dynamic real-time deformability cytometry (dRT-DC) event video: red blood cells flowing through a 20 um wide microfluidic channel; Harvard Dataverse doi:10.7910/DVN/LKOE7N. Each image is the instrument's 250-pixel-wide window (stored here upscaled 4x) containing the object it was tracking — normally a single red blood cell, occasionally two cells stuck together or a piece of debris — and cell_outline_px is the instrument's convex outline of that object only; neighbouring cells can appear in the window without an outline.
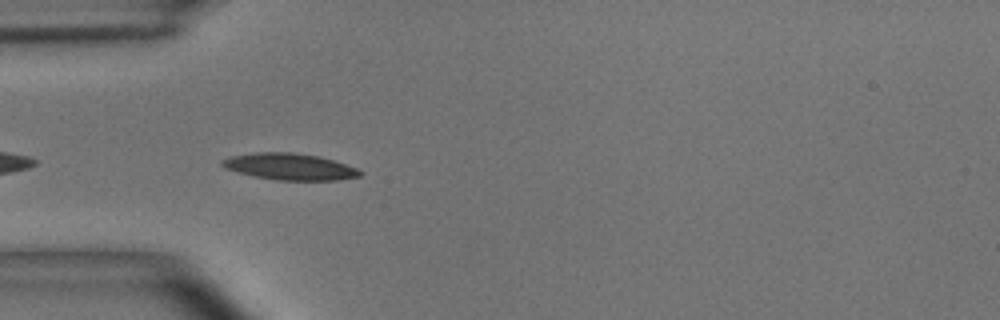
{"species": "common noctule bat (a hibernating species)", "species_latin": "Nyctalus noctula", "temperature_condition": "room temperature", "stored_images_in_passage": 9, "camera_frame_rate_fps": 3000, "um_per_image_px": 0.085, "animal": {"sex": "male", "body_mass_g": 15.6}, "frame": {"image": 1, "passage_image": 3, "time_ms": 0.667, "image_size_px": [1000, 320], "cell_outline_px": [[364, 172], [360, 176], [336, 180], [276, 180], [252, 176], [224, 168], [220, 164], [220, 160], [232, 156], [256, 152], [292, 152], [316, 156], [332, 160], [356, 168]], "centroid_in_image_um": [24.58, 14.17], "position_along_channel_um": 60.4, "area_um2": 21.21}}
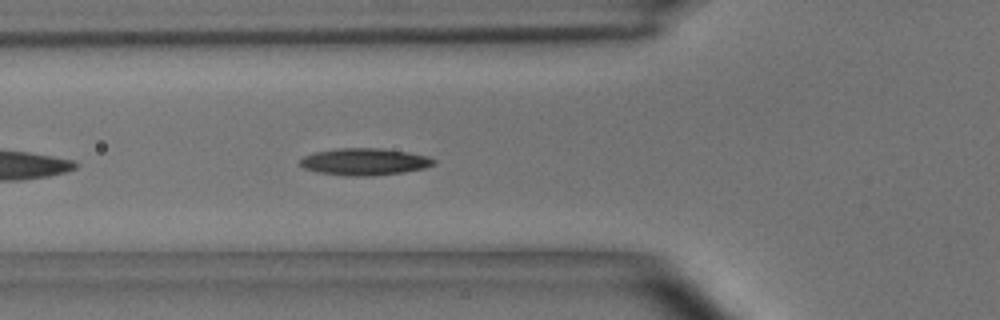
{"frame": {"image": 2, "passage_image": 6, "time_ms": 1.667, "image_size_px": [1000, 320], "cell_outline_px": [[436, 164], [424, 168], [404, 172], [372, 176], [344, 176], [316, 172], [304, 168], [300, 164], [300, 160], [304, 156], [316, 152], [336, 148], [380, 148], [408, 152], [428, 156], [436, 160]], "centroid_in_image_um": [31.0, 13.75], "position_along_channel_um": 94.8, "area_um2": 21.15}}